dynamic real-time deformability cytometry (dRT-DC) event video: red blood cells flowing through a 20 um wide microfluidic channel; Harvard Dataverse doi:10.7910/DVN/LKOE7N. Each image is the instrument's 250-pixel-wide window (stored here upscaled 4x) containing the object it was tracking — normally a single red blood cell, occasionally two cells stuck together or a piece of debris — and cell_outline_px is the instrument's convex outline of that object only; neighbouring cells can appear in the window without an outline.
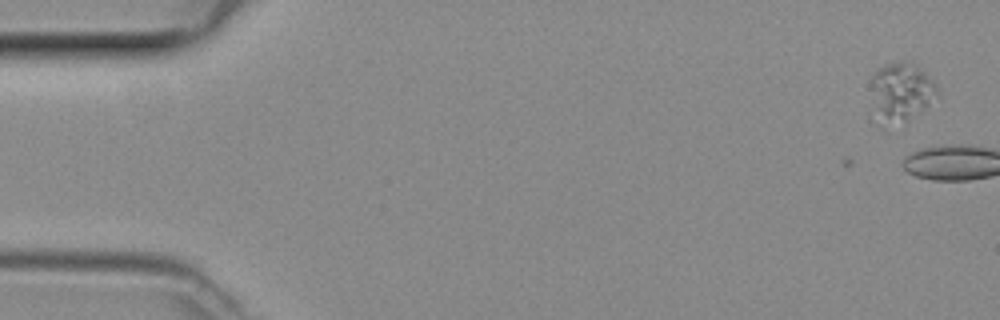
{"species": "common noctule bat (a hibernating species)", "species_latin": "Nyctalus noctula", "temperature_condition": "room temperature", "stored_images_in_passage": 5, "camera_frame_rate_fps": 3000, "um_per_image_px": 0.085, "animal": {"sex": "female", "body_mass_g": 29.2, "forearm_length_mm": 56.3}, "frame": {"image": 1, "passage_image": 5, "time_ms": 1.333, "image_size_px": [1000, 320], "cell_outline_px": [[940, 96], [904, 124], [880, 128], [868, 120], [872, 76], [880, 68], [888, 64], [900, 60], [904, 60], [920, 64], [936, 84]], "centroid_in_image_um": [76.5, 7.94], "position_along_channel_um": 8.5, "area_um2": 24.97}}